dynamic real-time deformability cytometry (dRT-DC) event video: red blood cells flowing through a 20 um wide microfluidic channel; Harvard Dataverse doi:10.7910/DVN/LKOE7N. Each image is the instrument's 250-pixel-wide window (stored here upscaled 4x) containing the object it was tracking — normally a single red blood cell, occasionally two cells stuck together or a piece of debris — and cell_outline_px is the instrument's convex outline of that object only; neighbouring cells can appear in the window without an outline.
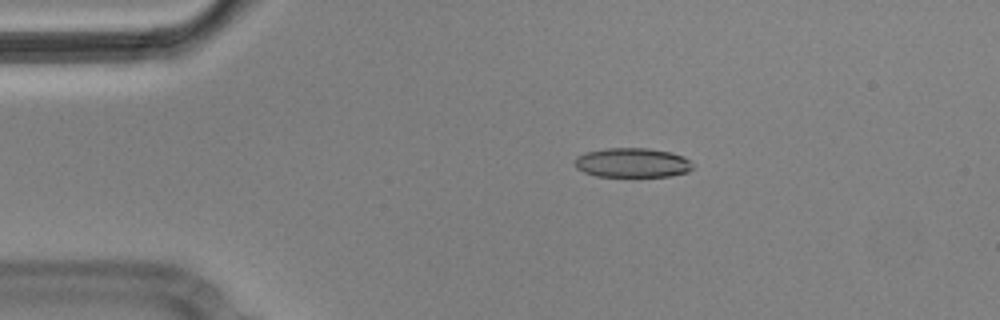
{"species": "Egyptian fruit bat (a non-hibernating species)", "species_latin": "Rousettus aegyptiacus", "temperature_condition": "cold", "stored_images_in_passage": 6, "camera_frame_rate_fps": 3000, "um_per_image_px": 0.085, "animal": {"sex": "male"}, "frame": {"image": 1, "passage_image": 3, "time_ms": 0.667, "image_size_px": [1000, 320], "cell_outline_px": [[692, 168], [688, 172], [672, 176], [596, 176], [584, 172], [576, 168], [576, 156], [584, 152], [604, 148], [648, 148], [672, 152], [684, 156], [692, 164]], "centroid_in_image_um": [53.75, 13.82], "position_along_channel_um": 31.3, "area_um2": 20.35}}
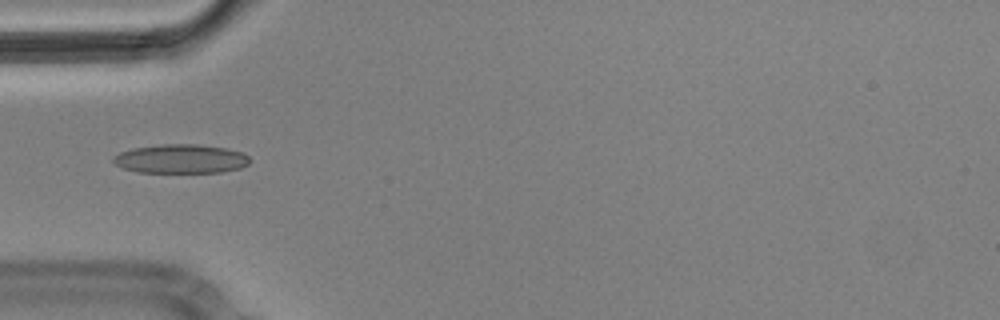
{"frame": {"image": 2, "passage_image": 5, "time_ms": 1.333, "image_size_px": [1000, 320], "cell_outline_px": [[248, 164], [240, 168], [220, 172], [136, 172], [124, 168], [116, 164], [112, 160], [112, 156], [120, 152], [132, 148], [160, 144], [196, 144], [224, 148], [244, 152], [248, 156]], "centroid_in_image_um": [15.34, 13.49], "position_along_channel_um": 69.7, "area_um2": 23.0}}